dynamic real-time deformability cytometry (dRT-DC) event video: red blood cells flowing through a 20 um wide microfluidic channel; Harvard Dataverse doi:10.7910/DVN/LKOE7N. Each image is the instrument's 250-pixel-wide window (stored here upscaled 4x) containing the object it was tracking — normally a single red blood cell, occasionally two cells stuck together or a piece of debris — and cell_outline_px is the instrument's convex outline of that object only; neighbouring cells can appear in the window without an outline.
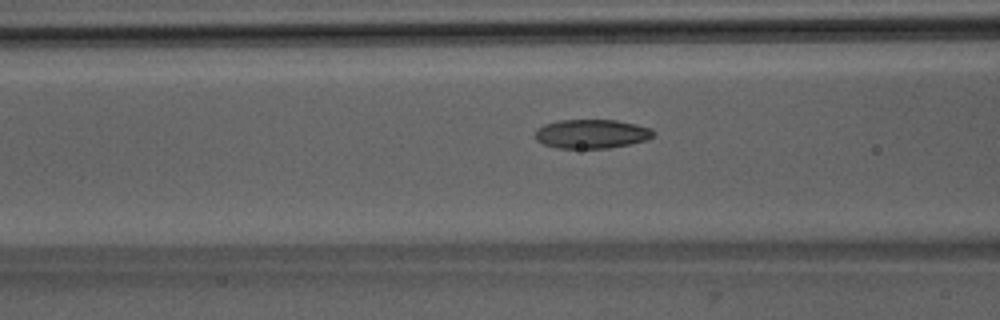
{"species": "Egyptian fruit bat (a non-hibernating species)", "species_latin": "Rousettus aegyptiacus", "temperature_condition": "room temperature", "stored_images_in_passage": 39, "camera_frame_rate_fps": 3000, "um_per_image_px": 0.085, "animal": {"sex": "male"}, "frame": {"image": 1, "passage_image": 8, "time_ms": 2.333, "image_size_px": [1000, 320], "cell_outline_px": [[656, 132], [648, 140], [608, 148], [556, 148], [544, 144], [536, 140], [536, 128], [544, 124], [556, 120], [616, 120], [636, 124], [652, 128]], "centroid_in_image_um": [50.29, 11.37], "position_along_channel_um": 116.3, "area_um2": 20.11}}
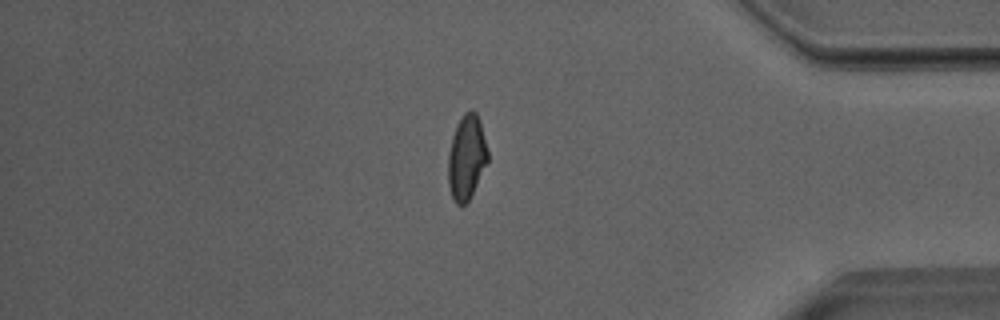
{"frame": {"image": 2, "passage_image": 31, "time_ms": 10.0, "image_size_px": [1000, 320], "cell_outline_px": [[488, 160], [468, 200], [464, 204], [456, 204], [452, 196], [448, 184], [448, 152], [452, 136], [456, 124], [464, 112], [472, 108], [476, 112], [480, 120], [488, 152]], "centroid_in_image_um": [39.64, 13.3], "position_along_channel_um": 395.6, "area_um2": 19.42}}
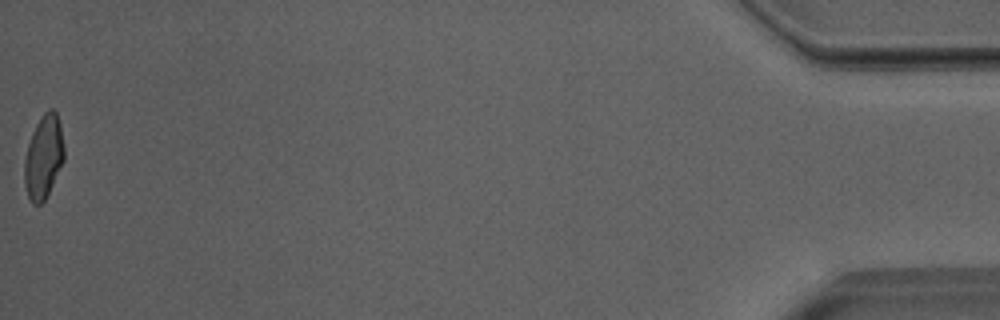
{"frame": {"image": 3, "passage_image": 39, "time_ms": 12.667, "image_size_px": [1000, 320], "cell_outline_px": [[64, 160], [44, 200], [40, 204], [32, 204], [28, 196], [24, 184], [24, 160], [28, 144], [32, 132], [40, 116], [48, 108], [52, 108], [56, 112], [60, 124], [64, 144]], "centroid_in_image_um": [3.7, 13.3], "position_along_channel_um": 431.5, "area_um2": 19.31}, "authors_computed_cell_mechanics": {"area_um2": 19.7098, "velocity_mm_per_s": 4.0099, "shape_relaxation_time_tau1_ms": 5.5636, "shape_relaxation_time_tau2_ms": 1.6024, "deformation_change_tau1": 0.1811, "deformation_change_tau2": 0.0595}}